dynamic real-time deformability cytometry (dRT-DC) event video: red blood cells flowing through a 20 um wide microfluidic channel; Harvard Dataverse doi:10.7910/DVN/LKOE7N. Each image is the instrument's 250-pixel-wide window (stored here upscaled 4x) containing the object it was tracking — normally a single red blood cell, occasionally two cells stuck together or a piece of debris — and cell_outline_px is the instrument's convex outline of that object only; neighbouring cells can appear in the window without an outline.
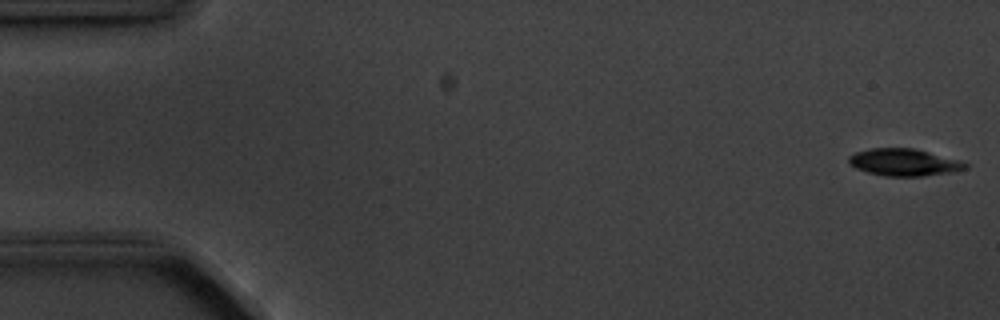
{"species": "common noctule bat (a hibernating species)", "species_latin": "Nyctalus noctula", "temperature_condition": "cold", "stored_images_in_passage": 5, "camera_frame_rate_fps": 3000, "um_per_image_px": 0.085, "animal": {"sex": "male", "body_mass_g": 20.1, "forearm_length_mm": 53.5}, "frame": {"image": 1, "passage_image": 1, "time_ms": 0.0, "image_size_px": [1000, 320], "cell_outline_px": [[968, 168], [956, 172], [924, 176], [888, 176], [868, 172], [856, 168], [848, 164], [848, 156], [856, 152], [872, 148], [912, 148], [928, 152], [956, 160], [968, 164]], "centroid_in_image_um": [76.82, 13.81], "position_along_channel_um": 8.2, "area_um2": 18.26}}
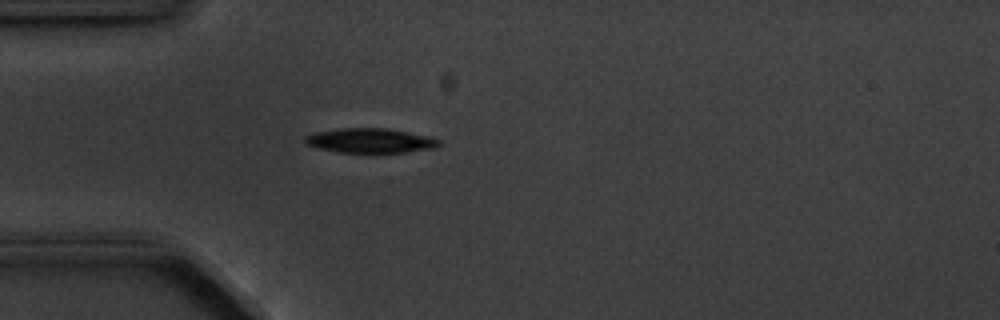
{"frame": {"image": 2, "passage_image": 5, "time_ms": 4.667, "image_size_px": [1000, 320], "cell_outline_px": [[444, 144], [436, 148], [404, 152], [340, 152], [320, 148], [308, 144], [304, 140], [304, 136], [316, 132], [336, 128], [388, 128], [428, 136], [440, 140]], "centroid_in_image_um": [31.52, 11.94], "position_along_channel_um": 53.5, "area_um2": 19.13}}